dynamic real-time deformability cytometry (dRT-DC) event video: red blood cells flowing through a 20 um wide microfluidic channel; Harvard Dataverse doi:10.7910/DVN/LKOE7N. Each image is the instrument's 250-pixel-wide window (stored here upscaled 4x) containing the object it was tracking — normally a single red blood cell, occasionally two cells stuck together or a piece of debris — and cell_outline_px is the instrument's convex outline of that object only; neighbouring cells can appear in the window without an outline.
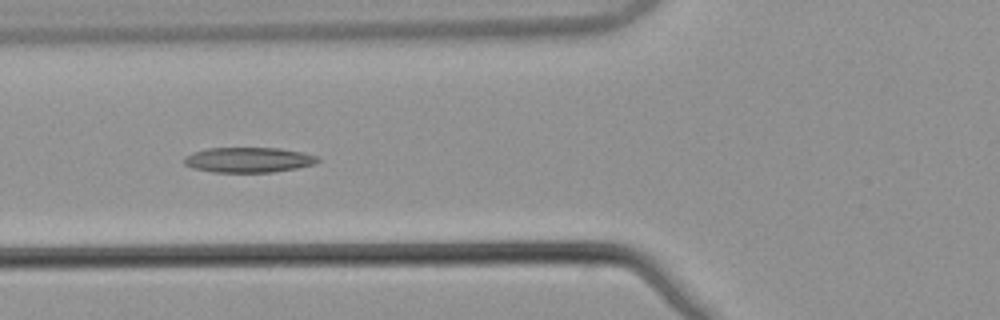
{"species": "common noctule bat (a hibernating species)", "species_latin": "Nyctalus noctula", "temperature_condition": "warm", "stored_images_in_passage": 7, "camera_frame_rate_fps": 3000, "um_per_image_px": 0.085, "animal": {"sex": "male", "body_mass_g": 21.5, "forearm_length_mm": 52.0}, "frame": {"image": 1, "passage_image": 6, "time_ms": 1.667, "image_size_px": [1000, 320], "cell_outline_px": [[320, 160], [316, 164], [296, 168], [272, 172], [212, 172], [192, 168], [184, 164], [184, 156], [208, 148], [280, 148], [304, 152], [316, 156]], "centroid_in_image_um": [21.14, 13.59], "position_along_channel_um": 104.7, "area_um2": 19.59}}
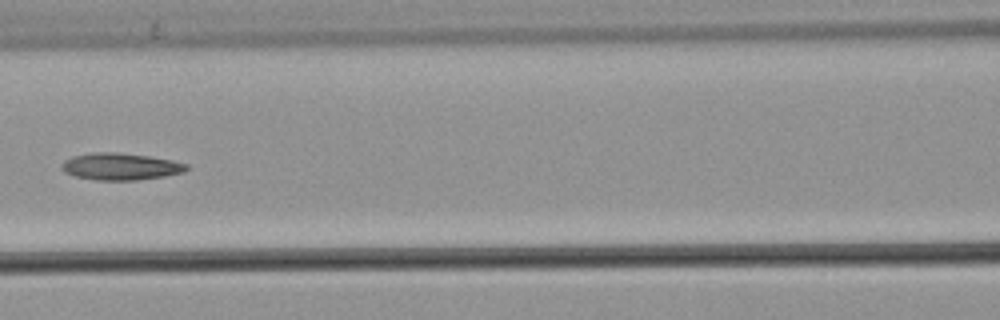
{"frame": {"image": 2, "passage_image": 7, "time_ms": 2.0, "image_size_px": [1000, 320], "cell_outline_px": [[188, 168], [184, 172], [164, 176], [136, 180], [96, 180], [76, 176], [64, 172], [60, 168], [60, 164], [64, 160], [72, 156], [92, 152], [116, 152], [148, 156], [172, 160], [188, 164]], "centroid_in_image_um": [10.21, 14.15], "position_along_channel_um": 156.4, "area_um2": 19.65}}